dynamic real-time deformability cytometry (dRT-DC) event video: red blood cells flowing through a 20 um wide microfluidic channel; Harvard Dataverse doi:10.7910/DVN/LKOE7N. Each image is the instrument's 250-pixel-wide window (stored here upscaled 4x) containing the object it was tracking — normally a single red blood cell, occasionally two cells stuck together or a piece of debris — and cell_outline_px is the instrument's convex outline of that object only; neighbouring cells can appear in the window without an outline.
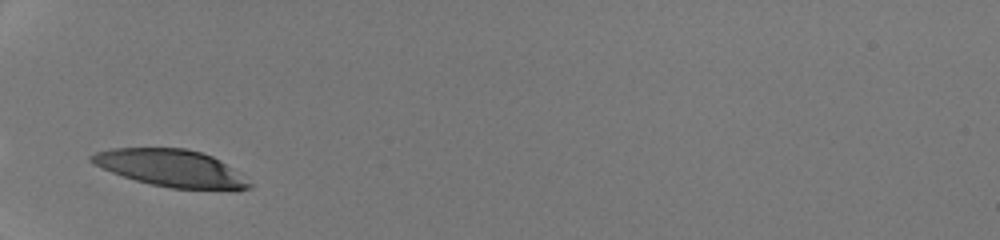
{"species": "human", "species_latin": "Homo sapiens", "temperature_condition": "room temperature", "stored_images_in_passage": 19, "camera_frame_rate_fps": 3000, "um_per_image_px": 0.085, "donor": {"sex": "male"}, "frame": {"image": 1, "passage_image": 1, "time_ms": 0.0, "image_size_px": [1000, 240], "cell_outline_px": [[252, 188], [236, 192], [172, 188], [152, 184], [136, 180], [112, 172], [88, 160], [88, 156], [96, 152], [112, 148], [188, 148], [212, 156], [220, 160], [240, 172], [252, 184]], "centroid_in_image_um": [14.66, 14.32], "position_along_channel_um": 70.3, "area_um2": 34.62}}
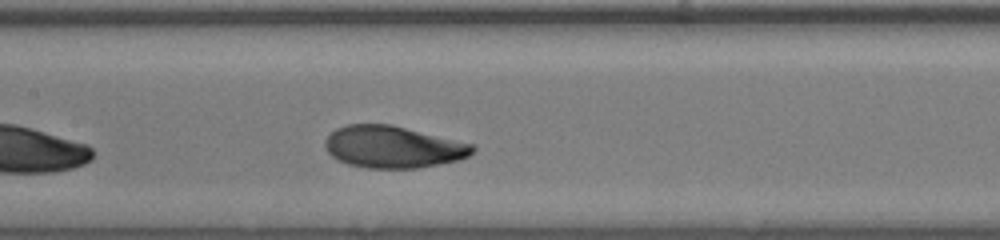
{"frame": {"image": 2, "passage_image": 9, "time_ms": 2.667, "image_size_px": [1000, 240], "cell_outline_px": [[476, 148], [468, 156], [456, 160], [416, 168], [364, 168], [348, 164], [332, 156], [324, 148], [324, 140], [336, 128], [348, 124], [392, 124], [472, 144]], "centroid_in_image_um": [33.35, 12.48], "position_along_channel_um": 174.0, "area_um2": 35.84}}
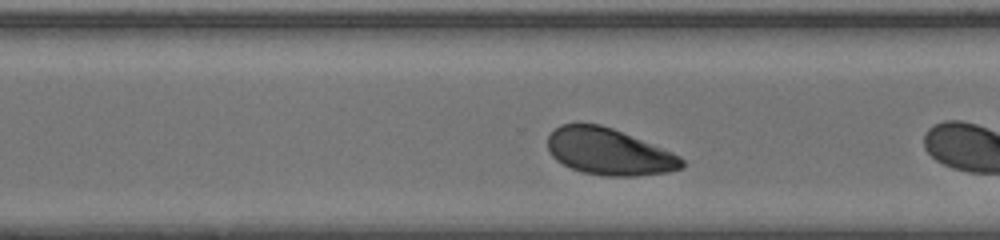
{"frame": {"image": 3, "passage_image": 17, "time_ms": 5.333, "image_size_px": [1000, 240], "cell_outline_px": [[684, 168], [668, 172], [636, 176], [604, 176], [584, 172], [572, 168], [556, 160], [548, 152], [548, 136], [560, 124], [600, 124], [612, 128], [672, 152], [680, 156], [684, 160]], "centroid_in_image_um": [51.77, 12.9], "position_along_channel_um": 318.8, "area_um2": 36.24}}